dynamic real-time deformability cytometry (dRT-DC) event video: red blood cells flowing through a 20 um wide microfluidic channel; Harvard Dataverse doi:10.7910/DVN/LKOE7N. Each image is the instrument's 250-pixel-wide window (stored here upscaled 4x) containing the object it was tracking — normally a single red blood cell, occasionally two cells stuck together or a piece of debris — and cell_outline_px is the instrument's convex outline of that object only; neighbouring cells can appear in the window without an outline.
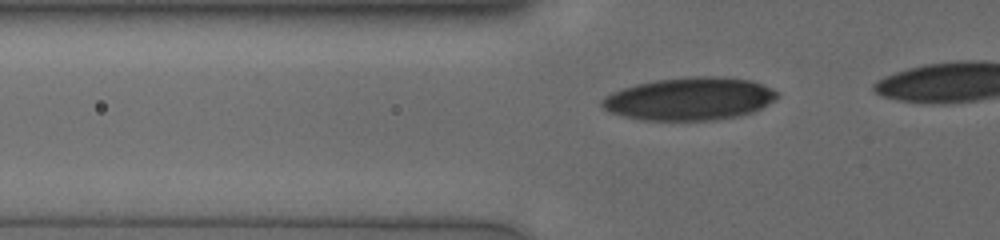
{"species": "human", "species_latin": "Homo sapiens", "temperature_condition": "cold", "stored_images_in_passage": 31, "camera_frame_rate_fps": 3000, "um_per_image_px": 0.085, "donor": {"sex": "male"}, "frame": {"image": 1, "passage_image": 4, "time_ms": 1.0, "image_size_px": [1000, 240], "cell_outline_px": [[780, 96], [760, 108], [752, 112], [736, 116], [716, 120], [640, 120], [608, 112], [600, 104], [600, 100], [604, 96], [612, 92], [636, 84], [656, 80], [692, 76], [724, 76], [752, 80], [772, 88]], "centroid_in_image_um": [58.6, 8.39], "position_along_channel_um": 67.2, "area_um2": 43.81}}
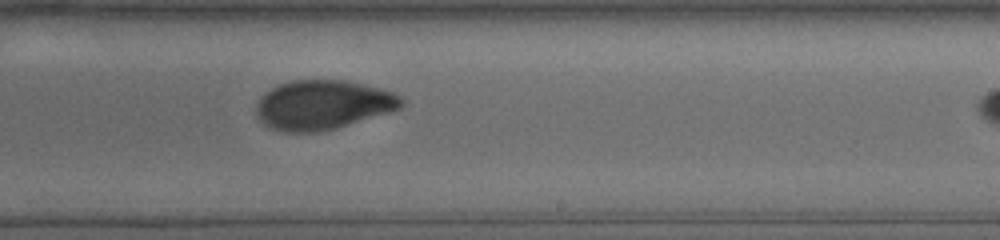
{"frame": {"image": 2, "passage_image": 20, "time_ms": 6.333, "image_size_px": [1000, 240], "cell_outline_px": [[404, 104], [400, 108], [388, 112], [336, 128], [320, 132], [284, 132], [268, 128], [256, 116], [256, 104], [260, 96], [272, 88], [280, 84], [292, 80], [344, 80], [392, 92], [400, 96], [404, 100]], "centroid_in_image_um": [27.39, 8.92], "position_along_channel_um": 261.6, "area_um2": 41.56}}
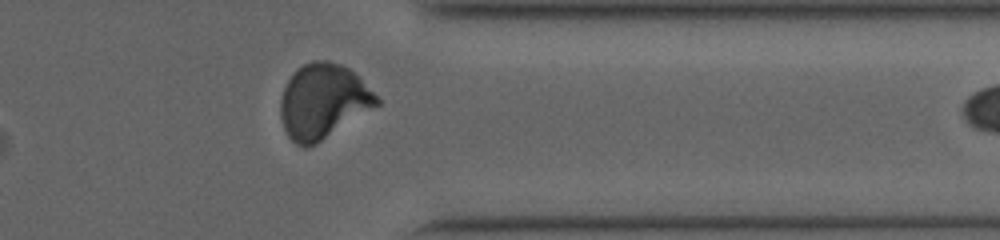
{"frame": {"image": 3, "passage_image": 30, "time_ms": 9.667, "image_size_px": [1000, 240], "cell_outline_px": [[380, 104], [316, 144], [304, 148], [296, 144], [288, 136], [284, 128], [280, 116], [280, 100], [284, 88], [292, 72], [296, 68], [312, 60], [328, 60], [340, 64], [348, 68], [360, 76], [380, 100]], "centroid_in_image_um": [27.45, 8.6], "position_along_channel_um": 383.9, "area_um2": 42.02}}